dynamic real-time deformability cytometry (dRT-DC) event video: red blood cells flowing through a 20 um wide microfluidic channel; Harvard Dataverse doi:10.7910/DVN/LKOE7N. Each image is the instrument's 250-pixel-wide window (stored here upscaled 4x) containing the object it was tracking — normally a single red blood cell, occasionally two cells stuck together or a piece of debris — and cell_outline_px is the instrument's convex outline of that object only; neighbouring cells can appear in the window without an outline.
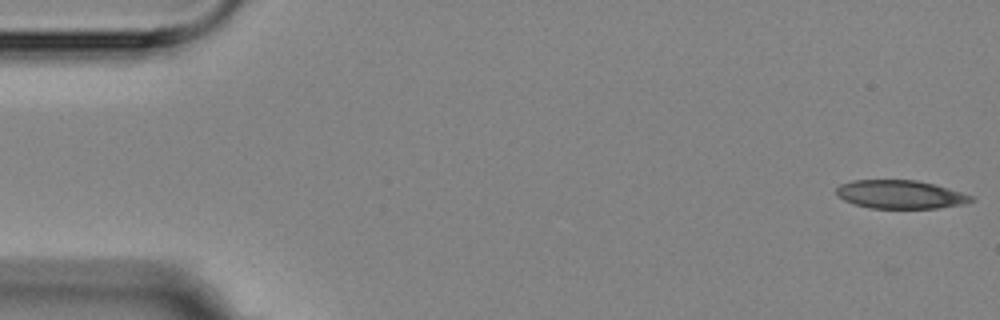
{"species": "Egyptian fruit bat (a non-hibernating species)", "species_latin": "Rousettus aegyptiacus", "temperature_condition": "room temperature", "stored_images_in_passage": 6, "camera_frame_rate_fps": 3000, "um_per_image_px": 0.085, "animal": {"sex": "female"}, "frame": {"image": 1, "passage_image": 1, "time_ms": 0.0, "image_size_px": [1000, 320], "cell_outline_px": [[976, 200], [964, 204], [936, 208], [868, 208], [844, 200], [836, 192], [836, 188], [840, 184], [852, 180], [916, 180], [932, 184], [960, 192], [972, 196]], "centroid_in_image_um": [76.51, 16.53], "position_along_channel_um": 8.5, "area_um2": 22.08}}
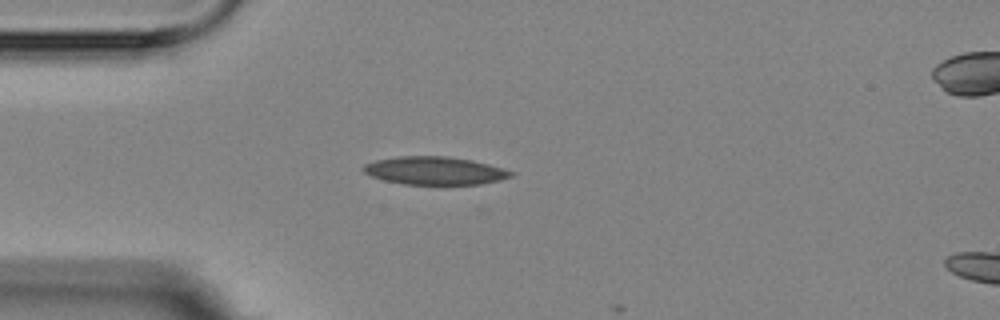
{"frame": {"image": 2, "passage_image": 5, "time_ms": 4.333, "image_size_px": [1000, 320], "cell_outline_px": [[516, 172], [512, 176], [500, 180], [480, 184], [404, 184], [384, 180], [372, 176], [364, 172], [360, 168], [364, 164], [376, 160], [400, 156], [448, 156], [472, 160], [488, 164]], "centroid_in_image_um": [36.95, 14.5], "position_along_channel_um": 48.0, "area_um2": 24.04}}